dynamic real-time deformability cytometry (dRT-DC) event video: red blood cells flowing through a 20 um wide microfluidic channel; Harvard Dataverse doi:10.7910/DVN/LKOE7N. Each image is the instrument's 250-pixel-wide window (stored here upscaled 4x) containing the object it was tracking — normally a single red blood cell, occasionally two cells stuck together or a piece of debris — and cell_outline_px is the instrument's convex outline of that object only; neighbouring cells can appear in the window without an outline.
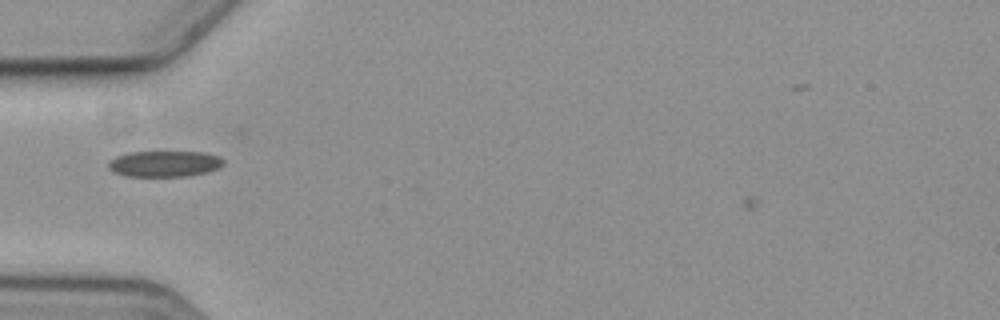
{"species": "common noctule bat (a hibernating species)", "species_latin": "Nyctalus noctula", "temperature_condition": "cold", "stored_images_in_passage": 4, "camera_frame_rate_fps": 3000, "um_per_image_px": 0.085, "animal": {"sex": "female", "body_mass_g": 19.3, "forearm_length_mm": 54.1}, "frame": {"image": 1, "passage_image": 3, "time_ms": 2.333, "image_size_px": [1000, 320], "cell_outline_px": [[224, 164], [208, 172], [188, 176], [124, 176], [112, 172], [108, 168], [108, 160], [116, 156], [128, 152], [204, 152], [220, 156], [224, 160]], "centroid_in_image_um": [13.95, 13.92], "position_along_channel_um": 71.1, "area_um2": 17.63}}
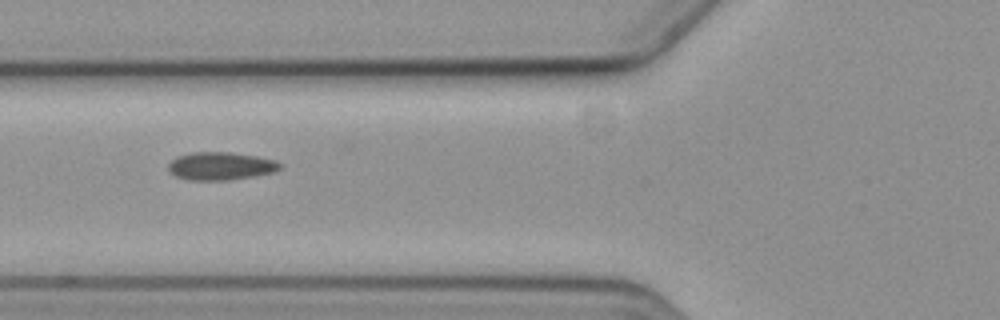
{"frame": {"image": 2, "passage_image": 4, "time_ms": 3.333, "image_size_px": [1000, 320], "cell_outline_px": [[280, 168], [276, 172], [228, 180], [188, 180], [176, 176], [168, 168], [168, 164], [176, 156], [192, 152], [232, 152], [256, 156], [276, 160], [280, 164]], "centroid_in_image_um": [18.76, 14.1], "position_along_channel_um": 107.0, "area_um2": 18.15}}